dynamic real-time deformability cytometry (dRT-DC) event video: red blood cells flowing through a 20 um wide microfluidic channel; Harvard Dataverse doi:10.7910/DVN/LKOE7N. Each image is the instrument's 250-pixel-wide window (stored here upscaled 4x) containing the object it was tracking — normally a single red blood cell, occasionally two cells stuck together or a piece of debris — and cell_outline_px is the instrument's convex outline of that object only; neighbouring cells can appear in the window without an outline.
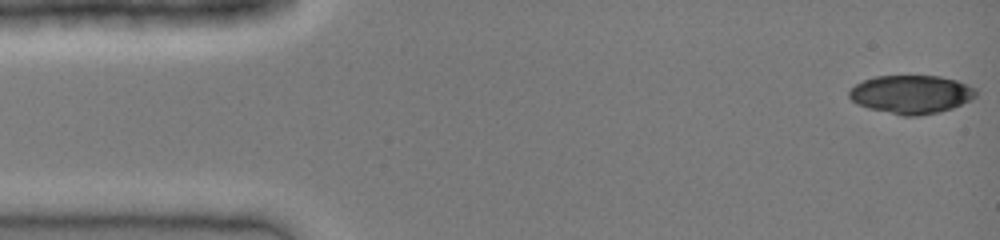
{"species": "common noctule bat (a hibernating species)", "species_latin": "Nyctalus noctula", "temperature_condition": "cold", "stored_images_in_passage": 41, "camera_frame_rate_fps": 3000, "um_per_image_px": 0.085, "animal": {"sex": "female", "body_mass_g": 19.0, "forearm_length_mm": 51.5}, "frame": {"image": 1, "passage_image": 1, "time_ms": 0.0, "image_size_px": [1000, 240], "cell_outline_px": [[976, 96], [972, 100], [952, 108], [936, 112], [916, 116], [904, 116], [868, 108], [856, 104], [848, 96], [848, 92], [856, 84], [864, 80], [876, 76], [940, 76], [956, 80], [976, 88]], "centroid_in_image_um": [77.46, 8.02], "position_along_channel_um": 7.5, "area_um2": 28.32}}
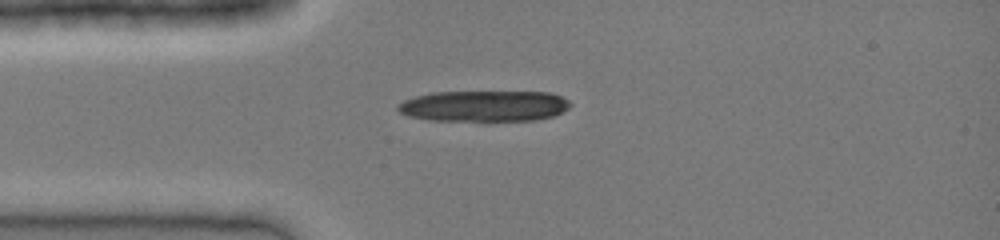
{"frame": {"image": 2, "passage_image": 10, "time_ms": 3.0, "image_size_px": [1000, 240], "cell_outline_px": [[572, 104], [568, 108], [552, 116], [532, 120], [428, 120], [408, 116], [400, 112], [396, 108], [396, 104], [404, 100], [416, 96], [432, 92], [548, 92], [560, 96], [568, 100]], "centroid_in_image_um": [41.1, 9.0], "position_along_channel_um": 43.9, "area_um2": 30.92}}